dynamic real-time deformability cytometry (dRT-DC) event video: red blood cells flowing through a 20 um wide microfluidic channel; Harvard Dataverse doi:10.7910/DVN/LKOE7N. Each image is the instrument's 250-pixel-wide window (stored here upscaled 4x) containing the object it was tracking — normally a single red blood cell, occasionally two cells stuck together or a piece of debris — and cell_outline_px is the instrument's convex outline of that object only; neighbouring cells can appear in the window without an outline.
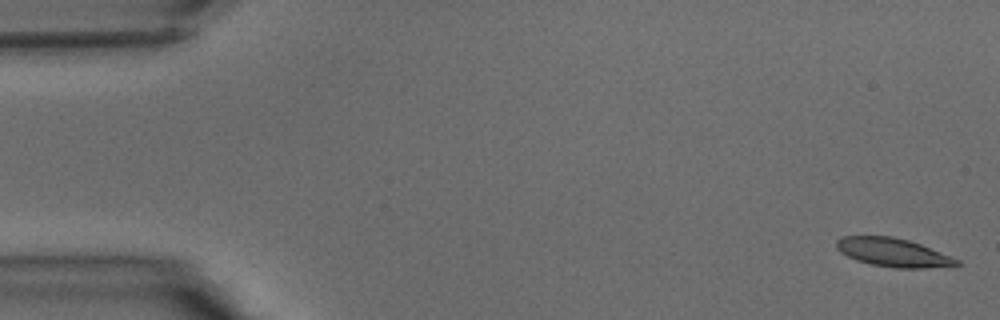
{"species": "common noctule bat (a hibernating species)", "species_latin": "Nyctalus noctula", "temperature_condition": "warm", "stored_images_in_passage": 40, "camera_frame_rate_fps": 3000, "um_per_image_px": 0.085, "animal": {"sex": "male", "body_mass_g": 15.6}, "frame": {"image": 1, "passage_image": 1, "time_ms": 0.0, "image_size_px": [1000, 320], "cell_outline_px": [[960, 264], [924, 268], [896, 268], [868, 264], [856, 260], [840, 252], [836, 248], [836, 240], [844, 236], [892, 236], [908, 240], [920, 244], [960, 260]], "centroid_in_image_um": [75.86, 21.46], "position_along_channel_um": 9.1, "area_um2": 19.83}}
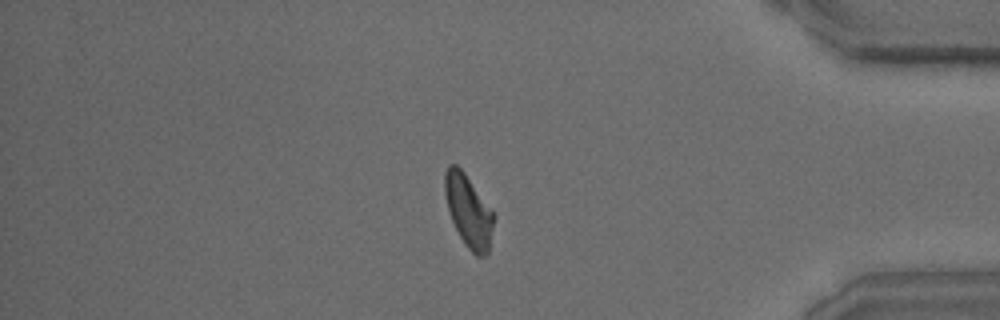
{"frame": {"image": 2, "passage_image": 34, "time_ms": 11.0, "image_size_px": [1000, 320], "cell_outline_px": [[496, 216], [488, 252], [484, 256], [476, 256], [464, 244], [452, 220], [448, 208], [444, 192], [444, 172], [448, 164], [456, 164], [464, 172]], "centroid_in_image_um": [39.82, 17.92], "position_along_channel_um": 395.4, "area_um2": 20.52}}
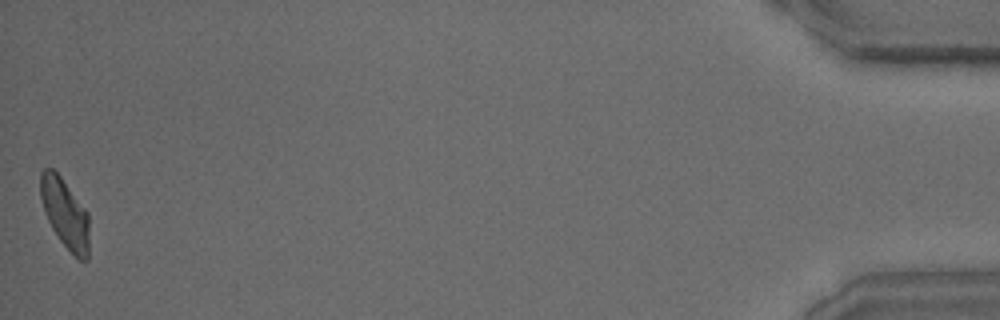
{"frame": {"image": 3, "passage_image": 40, "time_ms": 13.0, "image_size_px": [1000, 320], "cell_outline_px": [[88, 260], [80, 260], [60, 240], [52, 228], [48, 220], [40, 196], [40, 172], [44, 168], [52, 168], [60, 176], [88, 212]], "centroid_in_image_um": [5.52, 18.11], "position_along_channel_um": 429.7, "area_um2": 19.36}}